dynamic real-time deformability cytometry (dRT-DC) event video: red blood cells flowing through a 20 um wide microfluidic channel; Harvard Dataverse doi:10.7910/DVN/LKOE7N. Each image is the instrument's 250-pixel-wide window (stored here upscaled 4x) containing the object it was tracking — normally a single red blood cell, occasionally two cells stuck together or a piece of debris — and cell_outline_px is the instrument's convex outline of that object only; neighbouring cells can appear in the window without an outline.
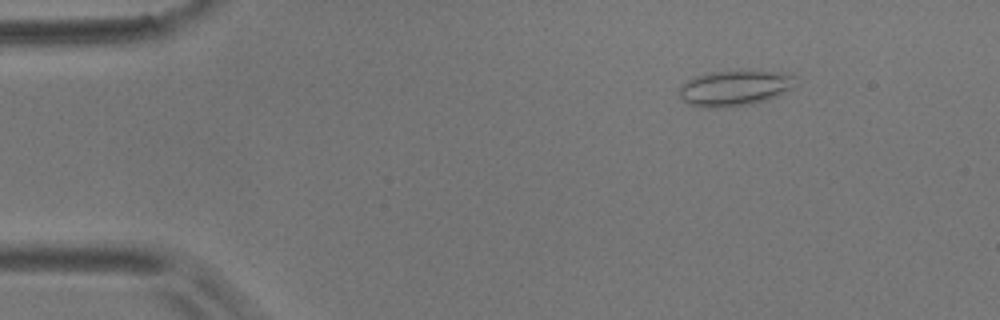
{"species": "common noctule bat (a hibernating species)", "species_latin": "Nyctalus noctula", "temperature_condition": "room temperature", "stored_images_in_passage": 6, "camera_frame_rate_fps": 3000, "um_per_image_px": 0.085, "animal": {"sex": "male", "body_mass_g": 17.9}, "frame": {"image": 1, "passage_image": 3, "time_ms": 0.667, "image_size_px": [1000, 320], "cell_outline_px": [[792, 88], [780, 96], [752, 104], [716, 108], [712, 108], [688, 104], [680, 96], [680, 88], [688, 80], [696, 76], [708, 72], [780, 72], [792, 76]], "centroid_in_image_um": [62.42, 7.51], "position_along_channel_um": 22.6, "area_um2": 23.41}}